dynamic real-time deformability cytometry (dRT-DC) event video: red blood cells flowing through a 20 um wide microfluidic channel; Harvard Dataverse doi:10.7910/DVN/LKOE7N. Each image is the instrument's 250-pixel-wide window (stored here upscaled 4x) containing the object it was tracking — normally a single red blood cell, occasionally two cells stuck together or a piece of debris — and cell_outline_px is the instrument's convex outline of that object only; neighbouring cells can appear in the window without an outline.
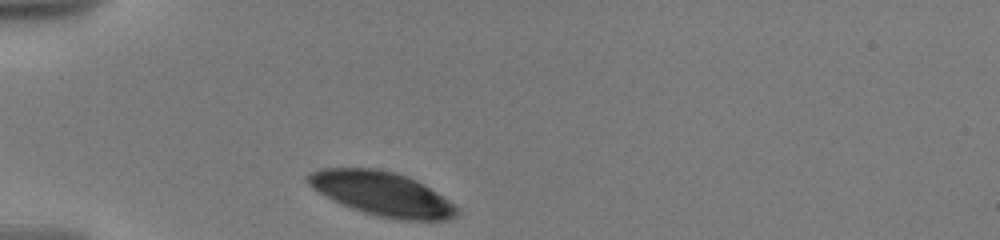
{"species": "human", "species_latin": "Homo sapiens", "temperature_condition": "warm", "stored_images_in_passage": 4, "camera_frame_rate_fps": 3000, "um_per_image_px": 0.085, "donor": {"sex": "male"}, "frame": {"image": 1, "passage_image": 1, "time_ms": 0.0, "image_size_px": [1000, 240], "cell_outline_px": [[460, 212], [456, 216], [444, 220], [396, 220], [376, 216], [352, 208], [332, 200], [312, 188], [308, 184], [308, 176], [312, 172], [320, 168], [376, 168], [396, 172], [408, 176], [416, 180], [436, 192], [448, 200]], "centroid_in_image_um": [32.47, 16.47], "position_along_channel_um": 52.5, "area_um2": 38.03}}
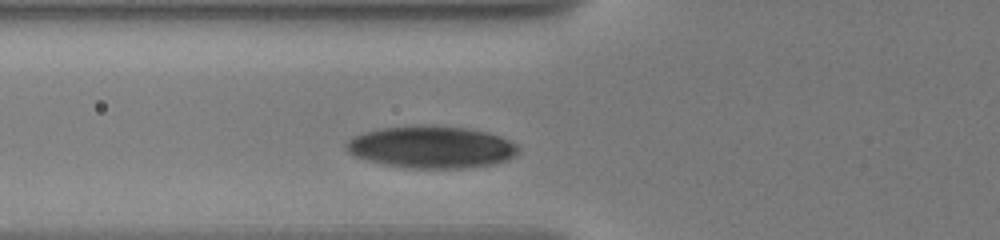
{"frame": {"image": 2, "passage_image": 4, "time_ms": 1.667, "image_size_px": [1000, 240], "cell_outline_px": [[520, 148], [516, 156], [508, 160], [496, 164], [464, 168], [408, 168], [384, 164], [352, 156], [348, 152], [344, 144], [348, 140], [364, 132], [380, 128], [420, 124], [432, 124], [468, 128], [488, 132], [500, 136], [516, 144]], "centroid_in_image_um": [36.69, 12.49], "position_along_channel_um": 89.1, "area_um2": 42.83}}